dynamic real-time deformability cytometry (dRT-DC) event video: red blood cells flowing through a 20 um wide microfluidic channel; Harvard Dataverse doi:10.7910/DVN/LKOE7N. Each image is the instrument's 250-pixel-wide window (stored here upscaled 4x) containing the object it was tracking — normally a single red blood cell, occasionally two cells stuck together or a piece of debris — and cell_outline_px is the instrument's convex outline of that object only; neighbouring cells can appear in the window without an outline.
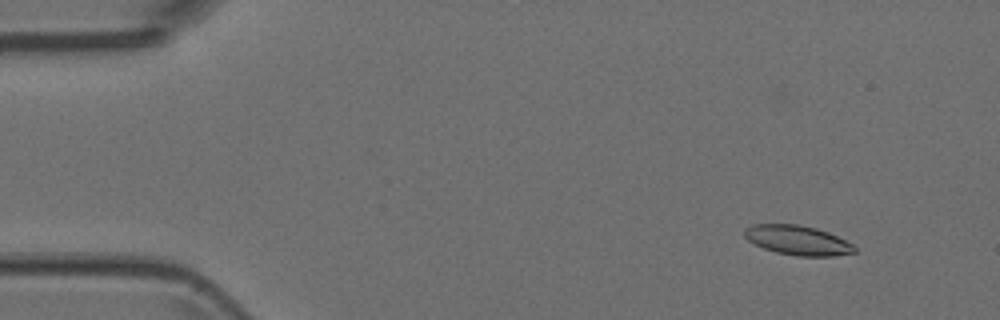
{"species": "Egyptian fruit bat (a non-hibernating species)", "species_latin": "Rousettus aegyptiacus", "temperature_condition": "room temperature", "stored_images_in_passage": 5, "camera_frame_rate_fps": 3000, "um_per_image_px": 0.085, "animal": {"sex": "female"}, "frame": {"image": 1, "passage_image": 2, "time_ms": 0.333, "image_size_px": [1000, 320], "cell_outline_px": [[856, 252], [832, 256], [796, 256], [776, 252], [764, 248], [748, 240], [744, 236], [744, 228], [752, 224], [796, 224], [816, 228], [828, 232], [852, 244], [856, 248]], "centroid_in_image_um": [67.78, 20.42], "position_along_channel_um": 17.2, "area_um2": 18.84}}
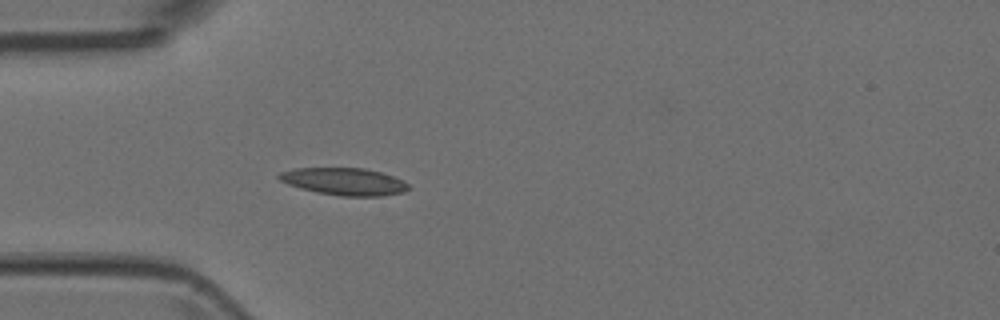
{"frame": {"image": 2, "passage_image": 5, "time_ms": 1.333, "image_size_px": [1000, 320], "cell_outline_px": [[408, 188], [404, 192], [380, 196], [340, 196], [316, 192], [300, 188], [288, 184], [280, 180], [276, 176], [280, 172], [292, 168], [364, 168], [380, 172], [392, 176], [408, 184]], "centroid_in_image_um": [29.2, 15.43], "position_along_channel_um": 55.8, "area_um2": 20.46}}